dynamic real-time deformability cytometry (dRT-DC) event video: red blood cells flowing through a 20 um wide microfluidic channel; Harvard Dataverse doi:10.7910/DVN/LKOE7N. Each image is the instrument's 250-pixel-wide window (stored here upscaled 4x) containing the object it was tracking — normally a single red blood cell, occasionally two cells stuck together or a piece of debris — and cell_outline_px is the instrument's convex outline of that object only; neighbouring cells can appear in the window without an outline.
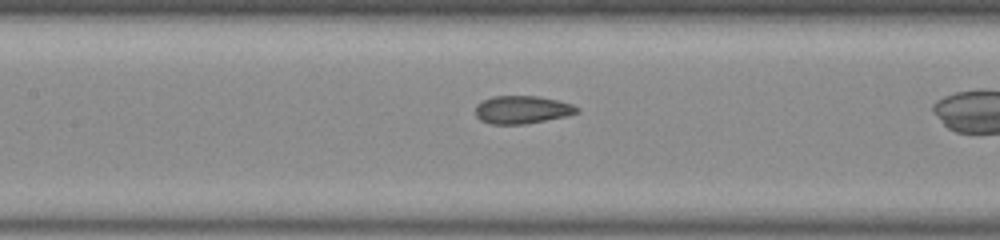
{"species": "common noctule bat (a hibernating species)", "species_latin": "Nyctalus noctula", "temperature_condition": "room temperature", "stored_images_in_passage": 40, "camera_frame_rate_fps": 3000, "um_per_image_px": 0.085, "animal": {"sex": "male", "body_mass_g": 20.0, "forearm_length_mm": 53.3}, "frame": {"image": 1, "passage_image": 23, "time_ms": 7.333, "image_size_px": [1000, 240], "cell_outline_px": [[580, 112], [568, 116], [524, 124], [488, 124], [480, 120], [476, 116], [476, 104], [492, 96], [536, 96], [556, 100], [572, 104], [580, 108]], "centroid_in_image_um": [44.39, 9.33], "position_along_channel_um": 163.0, "area_um2": 16.59}}
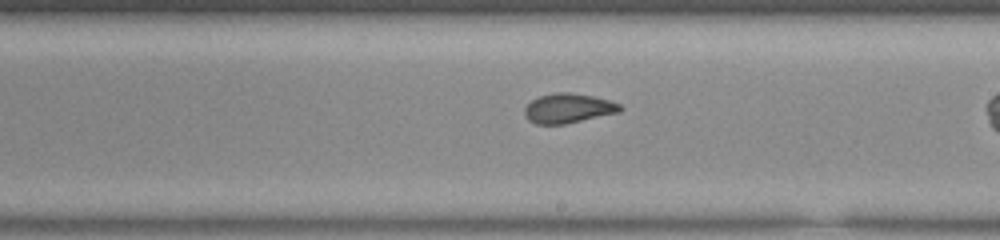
{"frame": {"image": 2, "passage_image": 29, "time_ms": 9.333, "image_size_px": [1000, 240], "cell_outline_px": [[624, 108], [620, 112], [564, 124], [536, 124], [528, 120], [524, 112], [524, 108], [532, 100], [540, 96], [556, 92], [572, 92], [592, 96], [608, 100], [620, 104]], "centroid_in_image_um": [48.3, 9.2], "position_along_channel_um": 240.7, "area_um2": 16.42}}